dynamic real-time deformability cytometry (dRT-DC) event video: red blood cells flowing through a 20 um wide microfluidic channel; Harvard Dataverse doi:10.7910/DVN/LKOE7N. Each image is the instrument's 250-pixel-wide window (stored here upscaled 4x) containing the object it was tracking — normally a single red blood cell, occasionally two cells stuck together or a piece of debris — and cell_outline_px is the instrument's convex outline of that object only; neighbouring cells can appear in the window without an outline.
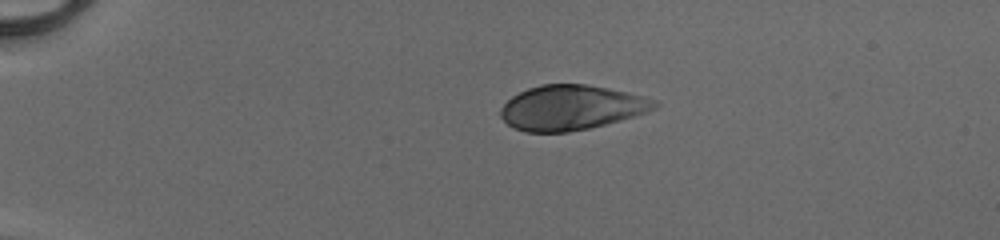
{"species": "human", "species_latin": "Homo sapiens", "temperature_condition": "cold", "stored_images_in_passage": 40, "camera_frame_rate_fps": 3000, "um_per_image_px": 0.085, "donor": {"sex": "male"}, "frame": {"image": 1, "passage_image": 1, "time_ms": 0.0, "image_size_px": [1000, 240], "cell_outline_px": [[660, 104], [656, 108], [648, 112], [620, 120], [588, 128], [568, 132], [524, 132], [512, 128], [500, 116], [500, 108], [512, 96], [528, 88], [540, 84], [584, 84], [608, 88], [644, 96], [656, 100]], "centroid_in_image_um": [48.55, 9.14], "position_along_channel_um": 36.5, "area_um2": 40.23}}
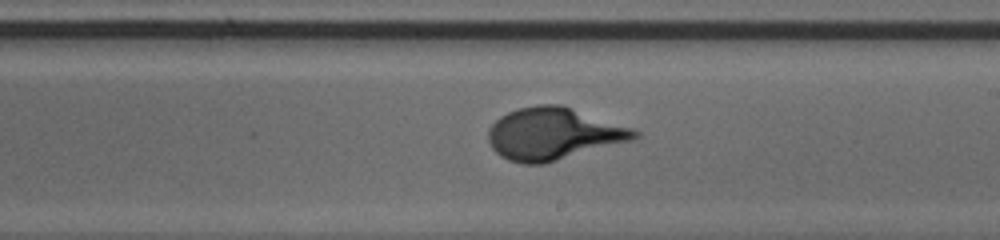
{"frame": {"image": 2, "passage_image": 21, "time_ms": 6.667, "image_size_px": [1000, 240], "cell_outline_px": [[640, 136], [632, 140], [544, 164], [520, 164], [508, 160], [500, 156], [492, 148], [488, 140], [488, 128], [500, 116], [508, 112], [520, 108], [540, 104], [560, 104], [632, 128], [640, 132]], "centroid_in_image_um": [47.01, 11.38], "position_along_channel_um": 242.0, "area_um2": 44.27}}
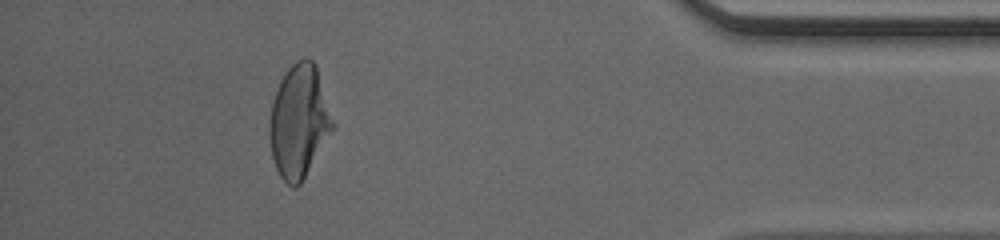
{"frame": {"image": 3, "passage_image": 36, "time_ms": 11.667, "image_size_px": [1000, 240], "cell_outline_px": [[336, 128], [300, 184], [296, 188], [292, 188], [280, 176], [276, 168], [272, 156], [268, 132], [272, 104], [276, 88], [280, 80], [288, 68], [296, 60], [304, 56], [308, 56], [316, 64], [336, 124]], "centroid_in_image_um": [25.45, 10.3], "position_along_channel_um": 409.7, "area_um2": 42.37}}